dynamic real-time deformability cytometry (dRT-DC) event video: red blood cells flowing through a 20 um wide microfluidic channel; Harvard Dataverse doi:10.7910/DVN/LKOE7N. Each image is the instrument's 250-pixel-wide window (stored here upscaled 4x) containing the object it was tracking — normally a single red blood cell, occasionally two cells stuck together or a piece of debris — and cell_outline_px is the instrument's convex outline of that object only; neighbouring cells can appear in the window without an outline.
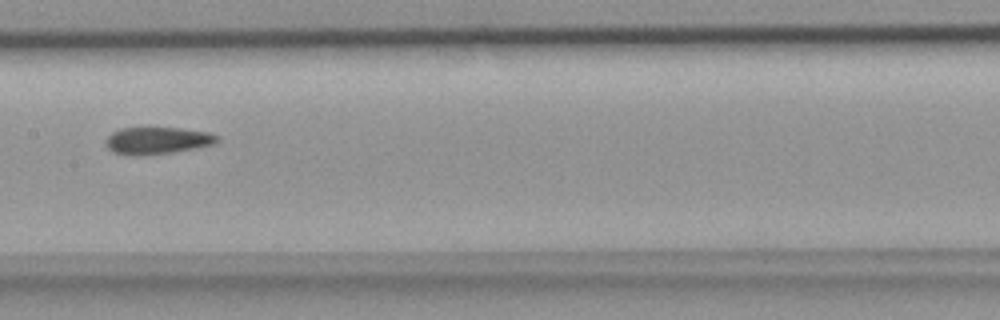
{"species": "common noctule bat (a hibernating species)", "species_latin": "Nyctalus noctula", "temperature_condition": "room temperature", "stored_images_in_passage": 8, "camera_frame_rate_fps": 3000, "um_per_image_px": 0.085, "animal": {"sex": "female", "body_mass_g": 18.4}, "frame": {"image": 1, "passage_image": 8, "time_ms": 2.333, "image_size_px": [1000, 320], "cell_outline_px": [[220, 140], [216, 144], [196, 148], [172, 152], [112, 152], [104, 144], [104, 140], [112, 132], [120, 128], [180, 128], [208, 132], [216, 136]], "centroid_in_image_um": [13.42, 11.89], "position_along_channel_um": 194.0, "area_um2": 16.76}}